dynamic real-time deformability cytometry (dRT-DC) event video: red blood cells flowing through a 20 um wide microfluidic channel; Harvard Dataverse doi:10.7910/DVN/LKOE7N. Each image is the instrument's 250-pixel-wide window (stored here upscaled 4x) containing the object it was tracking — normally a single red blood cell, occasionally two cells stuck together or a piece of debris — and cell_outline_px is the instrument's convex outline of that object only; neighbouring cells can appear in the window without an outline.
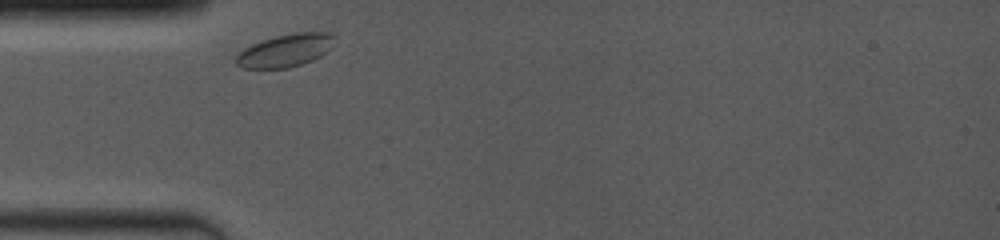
{"species": "common noctule bat (a hibernating species)", "species_latin": "Nyctalus noctula", "temperature_condition": "room temperature", "stored_images_in_passage": 16, "camera_frame_rate_fps": 4000, "um_per_image_px": 0.085, "animal": {"sex": "female", "body_mass_g": 19.0, "forearm_length_mm": 53.3}, "frame": {"image": 1, "passage_image": 1, "time_ms": 0.0, "image_size_px": [1000, 240], "cell_outline_px": [[336, 36], [332, 48], [328, 52], [312, 60], [288, 68], [240, 68], [236, 64], [232, 56], [244, 48], [252, 44], [276, 36], [296, 32], [328, 32]], "centroid_in_image_um": [24.24, 4.29], "position_along_channel_um": 60.8, "area_um2": 19.07}}
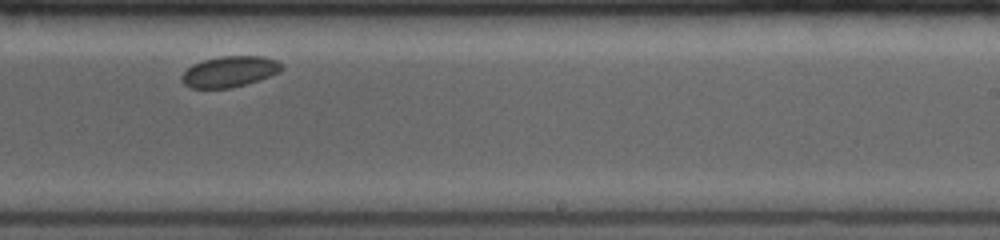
{"frame": {"image": 2, "passage_image": 10, "time_ms": 5.75, "image_size_px": [1000, 240], "cell_outline_px": [[284, 68], [280, 72], [248, 84], [232, 88], [192, 88], [184, 84], [180, 80], [180, 76], [192, 64], [204, 60], [220, 56], [264, 56], [276, 60], [284, 64]], "centroid_in_image_um": [19.54, 6.09], "position_along_channel_um": 269.5, "area_um2": 18.21}}
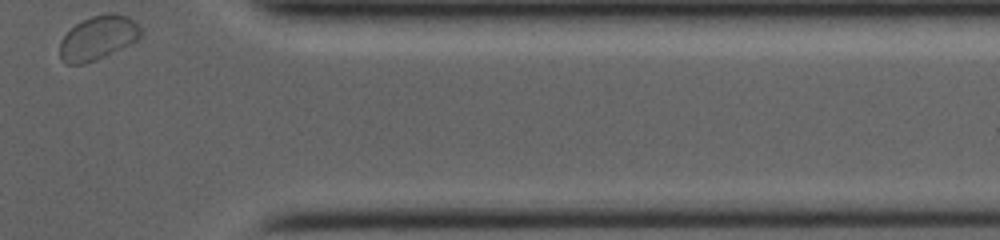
{"frame": {"image": 3, "passage_image": 16, "time_ms": 9.5, "image_size_px": [1000, 240], "cell_outline_px": [[144, 32], [136, 40], [96, 60], [84, 64], [64, 64], [60, 56], [60, 40], [76, 24], [92, 16], [108, 12], [112, 12], [128, 16], [136, 20]], "centroid_in_image_um": [8.35, 3.2], "position_along_channel_um": 403.0, "area_um2": 20.75}}